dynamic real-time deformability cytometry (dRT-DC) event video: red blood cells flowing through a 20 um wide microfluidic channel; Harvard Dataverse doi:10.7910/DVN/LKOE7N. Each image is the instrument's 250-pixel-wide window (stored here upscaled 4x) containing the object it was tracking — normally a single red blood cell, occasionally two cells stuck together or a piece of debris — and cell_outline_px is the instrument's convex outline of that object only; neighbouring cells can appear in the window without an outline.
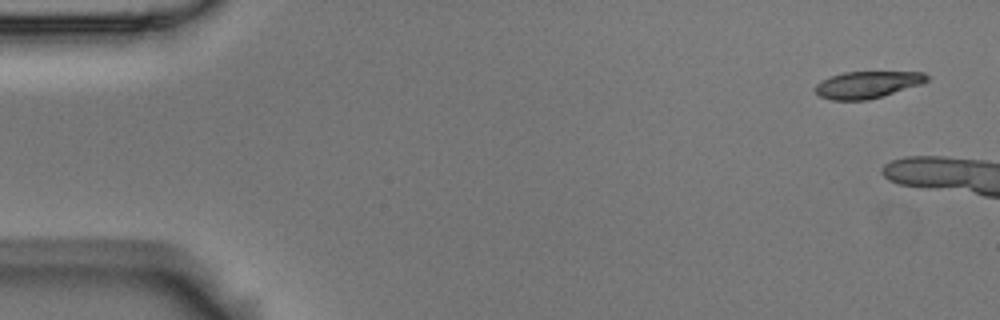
{"species": "Egyptian fruit bat (a non-hibernating species)", "species_latin": "Rousettus aegyptiacus", "temperature_condition": "room temperature", "stored_images_in_passage": 3, "camera_frame_rate_fps": 3000, "um_per_image_px": 0.085, "animal": {"sex": "male"}, "frame": {"image": 1, "passage_image": 1, "time_ms": 0.0, "image_size_px": [1000, 320], "cell_outline_px": [[928, 80], [920, 84], [868, 100], [832, 100], [820, 96], [816, 92], [816, 84], [820, 80], [844, 72], [924, 72], [928, 76]], "centroid_in_image_um": [73.7, 7.19], "position_along_channel_um": 11.3, "area_um2": 17.22}}